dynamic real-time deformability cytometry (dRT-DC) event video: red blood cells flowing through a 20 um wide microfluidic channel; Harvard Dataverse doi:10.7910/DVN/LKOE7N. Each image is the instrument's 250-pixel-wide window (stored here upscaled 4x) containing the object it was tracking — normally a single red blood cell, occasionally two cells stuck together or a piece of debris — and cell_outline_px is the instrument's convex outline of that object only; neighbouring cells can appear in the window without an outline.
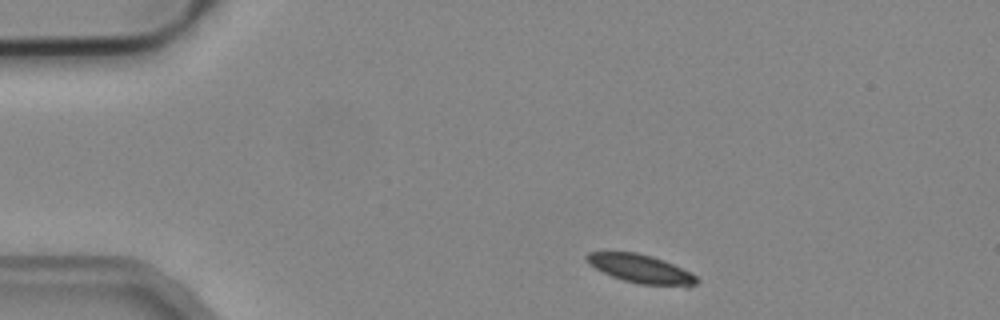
{"species": "common noctule bat (a hibernating species)", "species_latin": "Nyctalus noctula", "temperature_condition": "cold", "stored_images_in_passage": 3, "camera_frame_rate_fps": 3000, "um_per_image_px": 0.085, "animal": {"sex": "male", "body_mass_g": 19.2, "forearm_length_mm": 51.8}, "frame": {"image": 1, "passage_image": 1, "time_ms": 0.0, "image_size_px": [1000, 320], "cell_outline_px": [[700, 280], [696, 284], [688, 288], [684, 288], [640, 284], [624, 280], [612, 276], [588, 264], [584, 256], [588, 252], [636, 252], [652, 256], [664, 260], [692, 272]], "centroid_in_image_um": [54.55, 22.88], "position_along_channel_um": 30.4, "area_um2": 18.73}}